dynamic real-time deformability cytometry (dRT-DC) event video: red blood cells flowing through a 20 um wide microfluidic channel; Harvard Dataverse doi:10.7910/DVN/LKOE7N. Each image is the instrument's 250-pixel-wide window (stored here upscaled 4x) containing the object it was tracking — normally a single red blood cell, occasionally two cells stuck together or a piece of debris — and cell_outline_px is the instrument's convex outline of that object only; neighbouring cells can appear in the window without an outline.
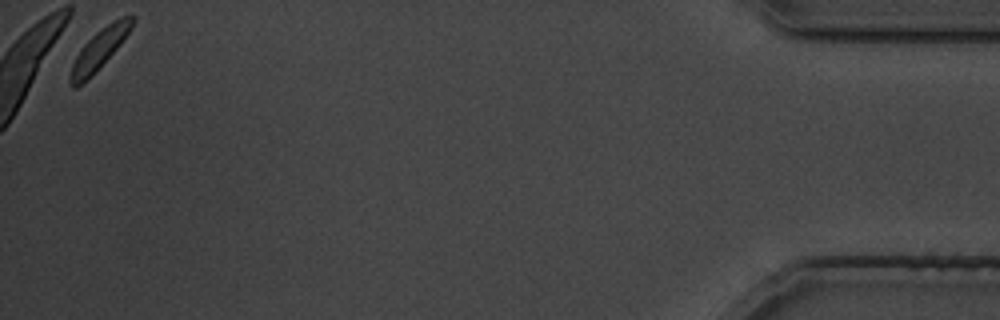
{"species": "common noctule bat (a hibernating species)", "species_latin": "Nyctalus noctula", "temperature_condition": "cold", "stored_images_in_passage": 28, "camera_frame_rate_fps": 3000, "um_per_image_px": 0.085, "animal": {"sex": "male", "body_mass_g": 19.5, "forearm_length_mm": 54.6}, "frame": {"image": 1, "passage_image": 28, "time_ms": 33.667, "image_size_px": [1000, 320], "cell_outline_px": [[136, 20], [132, 28], [120, 44], [92, 76], [76, 88], [72, 88], [68, 80], [72, 64], [76, 56], [84, 44], [96, 32], [108, 24], [124, 16], [136, 16]], "centroid_in_image_um": [8.42, 4.23], "position_along_channel_um": 426.8, "area_um2": 14.28}}